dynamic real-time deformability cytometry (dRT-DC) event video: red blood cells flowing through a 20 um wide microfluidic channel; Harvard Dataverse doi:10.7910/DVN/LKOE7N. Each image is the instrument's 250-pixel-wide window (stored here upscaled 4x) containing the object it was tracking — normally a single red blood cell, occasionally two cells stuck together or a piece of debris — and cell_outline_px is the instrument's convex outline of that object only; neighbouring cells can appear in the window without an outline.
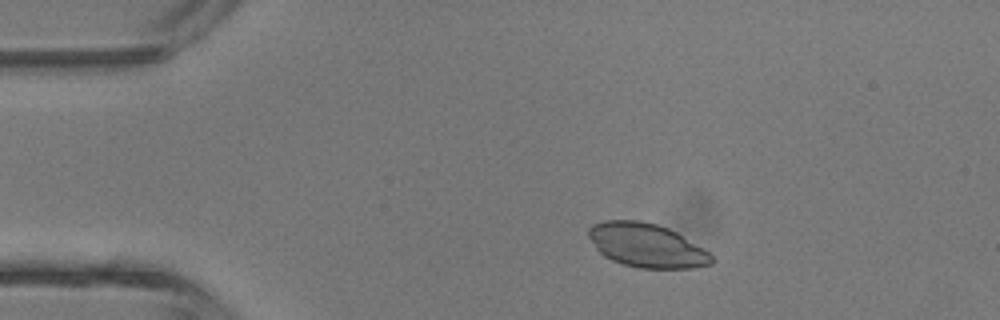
{"species": "common noctule bat (a hibernating species)", "species_latin": "Nyctalus noctula", "temperature_condition": "room temperature", "stored_images_in_passage": 4, "camera_frame_rate_fps": 3000, "um_per_image_px": 0.085, "animal": {"sex": "male", "body_mass_g": 13.3}, "frame": {"image": 1, "passage_image": 2, "time_ms": 1.333, "image_size_px": [1000, 320], "cell_outline_px": [[716, 260], [712, 264], [692, 268], [640, 268], [624, 264], [612, 260], [604, 256], [596, 248], [588, 236], [588, 228], [592, 224], [604, 220], [640, 220], [656, 224], [668, 228], [676, 232], [708, 252]], "centroid_in_image_um": [54.94, 20.85], "position_along_channel_um": 30.1, "area_um2": 31.33}}